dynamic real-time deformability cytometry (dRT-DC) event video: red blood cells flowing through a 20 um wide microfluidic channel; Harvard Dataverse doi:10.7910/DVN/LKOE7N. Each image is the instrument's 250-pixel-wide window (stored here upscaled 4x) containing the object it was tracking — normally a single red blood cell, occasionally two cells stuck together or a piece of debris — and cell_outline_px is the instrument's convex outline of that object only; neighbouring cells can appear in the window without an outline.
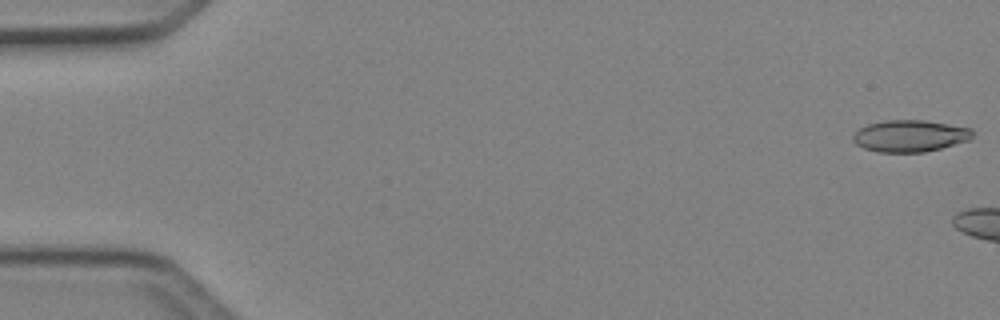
{"species": "Egyptian fruit bat (a non-hibernating species)", "species_latin": "Rousettus aegyptiacus", "temperature_condition": "cold", "stored_images_in_passage": 8, "camera_frame_rate_fps": 3000, "um_per_image_px": 0.085, "animal": {"sex": "female"}, "frame": {"image": 1, "passage_image": 1, "time_ms": 0.0, "image_size_px": [1000, 320], "cell_outline_px": [[972, 140], [924, 152], [876, 152], [864, 148], [856, 144], [852, 140], [852, 136], [860, 128], [868, 124], [884, 120], [924, 120], [972, 128]], "centroid_in_image_um": [77.35, 11.55], "position_along_channel_um": 7.7, "area_um2": 22.2}}